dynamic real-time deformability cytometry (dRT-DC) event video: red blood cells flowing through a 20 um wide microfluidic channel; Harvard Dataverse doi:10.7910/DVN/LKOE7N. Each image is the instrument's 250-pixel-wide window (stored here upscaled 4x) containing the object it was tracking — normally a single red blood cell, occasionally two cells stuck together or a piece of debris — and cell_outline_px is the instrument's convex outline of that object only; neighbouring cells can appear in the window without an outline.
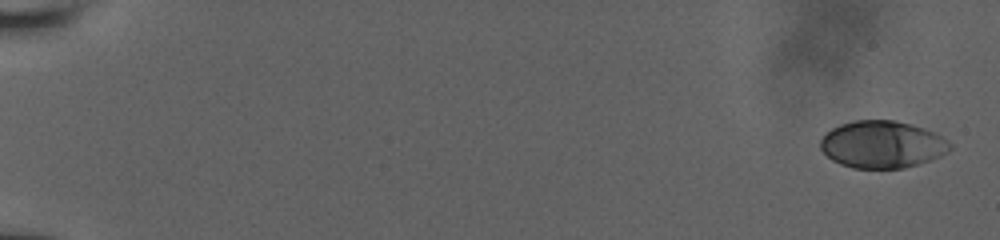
{"species": "human", "species_latin": "Homo sapiens", "temperature_condition": "room temperature", "stored_images_in_passage": 32, "camera_frame_rate_fps": 3000, "um_per_image_px": 0.085, "donor": {"sex": "male"}, "frame": {"image": 1, "passage_image": 1, "time_ms": 0.0, "image_size_px": [1000, 240], "cell_outline_px": [[952, 148], [948, 152], [940, 156], [904, 168], [852, 168], [840, 164], [832, 160], [820, 148], [820, 140], [832, 128], [840, 124], [856, 120], [896, 120], [912, 124], [924, 128], [948, 140], [952, 144]], "centroid_in_image_um": [74.99, 12.27], "position_along_channel_um": 10.0, "area_um2": 35.55}}
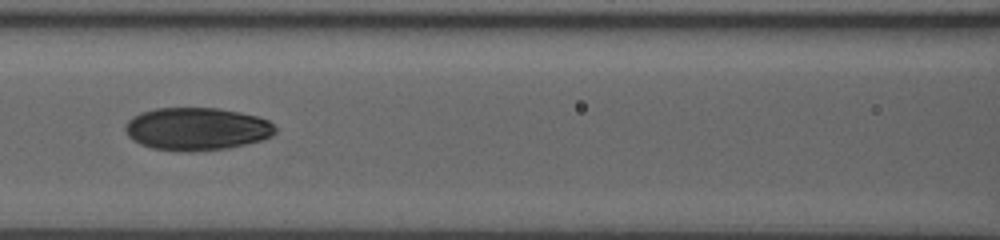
{"frame": {"image": 2, "passage_image": 18, "time_ms": 8.667, "image_size_px": [1000, 240], "cell_outline_px": [[276, 132], [272, 136], [264, 140], [228, 148], [192, 152], [184, 152], [152, 148], [140, 144], [132, 140], [128, 136], [124, 128], [124, 124], [132, 116], [140, 112], [156, 108], [216, 108], [240, 112], [256, 116], [268, 120], [276, 128]], "centroid_in_image_um": [16.71, 10.96], "position_along_channel_um": 149.9, "area_um2": 37.74}}
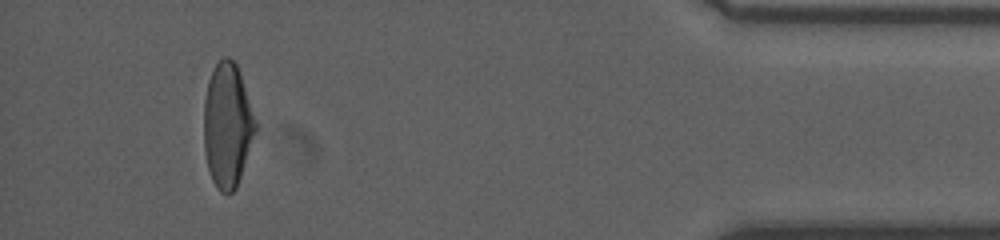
{"frame": {"image": 3, "passage_image": 31, "time_ms": 16.667, "image_size_px": [1000, 240], "cell_outline_px": [[256, 132], [236, 188], [228, 196], [220, 192], [216, 188], [212, 180], [208, 168], [204, 152], [204, 100], [208, 80], [216, 64], [224, 56], [228, 56], [236, 64], [256, 120]], "centroid_in_image_um": [19.31, 10.69], "position_along_channel_um": 415.9, "area_um2": 37.28}}